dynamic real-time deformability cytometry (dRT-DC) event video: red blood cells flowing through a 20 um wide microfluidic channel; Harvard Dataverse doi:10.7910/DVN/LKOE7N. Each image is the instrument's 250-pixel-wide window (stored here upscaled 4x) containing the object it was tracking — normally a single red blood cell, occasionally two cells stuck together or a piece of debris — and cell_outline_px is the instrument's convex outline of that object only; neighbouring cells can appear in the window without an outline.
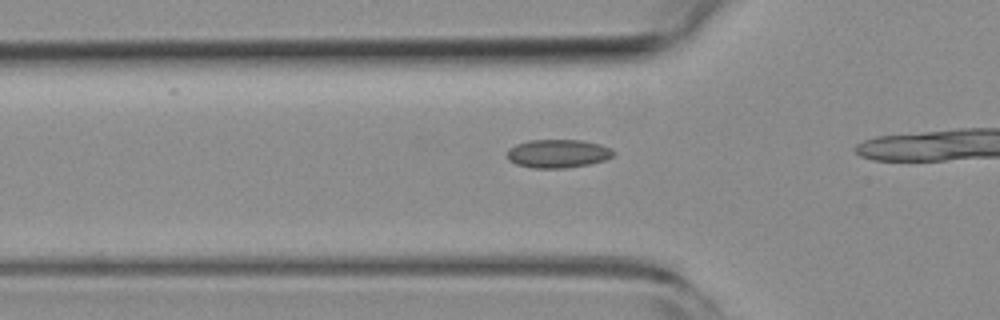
{"species": "common noctule bat (a hibernating species)", "species_latin": "Nyctalus noctula", "temperature_condition": "room temperature", "stored_images_in_passage": 18, "camera_frame_rate_fps": 3000, "um_per_image_px": 0.085, "animal": {"sex": "female", "body_mass_g": 19.3, "forearm_length_mm": 54.1}, "frame": {"image": 1, "passage_image": 13, "time_ms": 4.0, "image_size_px": [1000, 320], "cell_outline_px": [[616, 152], [612, 156], [604, 160], [588, 164], [564, 168], [532, 168], [516, 164], [508, 160], [508, 148], [516, 144], [528, 140], [580, 140], [600, 144], [612, 148]], "centroid_in_image_um": [47.41, 13.05], "position_along_channel_um": 78.4, "area_um2": 17.63}}
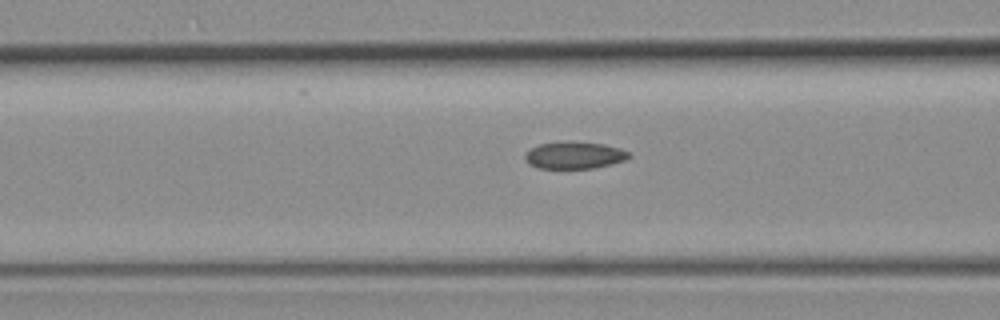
{"frame": {"image": 2, "passage_image": 16, "time_ms": 5.0, "image_size_px": [1000, 320], "cell_outline_px": [[632, 156], [628, 160], [596, 168], [540, 168], [528, 164], [524, 156], [532, 148], [540, 144], [604, 144], [620, 148], [628, 152]], "centroid_in_image_um": [48.9, 13.25], "position_along_channel_um": 117.7, "area_um2": 15.66}}